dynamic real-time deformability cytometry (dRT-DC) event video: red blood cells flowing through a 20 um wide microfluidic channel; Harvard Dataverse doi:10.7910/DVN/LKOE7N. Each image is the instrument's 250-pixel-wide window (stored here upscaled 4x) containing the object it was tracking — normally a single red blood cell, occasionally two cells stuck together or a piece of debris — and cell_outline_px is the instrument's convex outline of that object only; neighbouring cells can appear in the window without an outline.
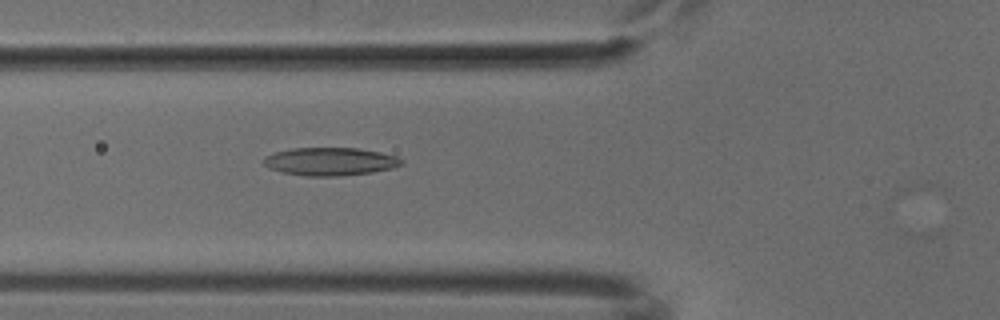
{"species": "common noctule bat (a hibernating species)", "species_latin": "Nyctalus noctula", "temperature_condition": "cold", "stored_images_in_passage": 48, "camera_frame_rate_fps": 3000, "um_per_image_px": 0.085, "animal": {"sex": "male", "body_mass_g": 18.8}, "frame": {"image": 1, "passage_image": 19, "time_ms": 6.0, "image_size_px": [1000, 320], "cell_outline_px": [[404, 164], [392, 168], [372, 172], [340, 176], [308, 176], [284, 172], [268, 168], [264, 164], [264, 156], [276, 152], [292, 148], [360, 148], [380, 152], [396, 156], [404, 160]], "centroid_in_image_um": [28.1, 13.72], "position_along_channel_um": 97.7, "area_um2": 22.48}}
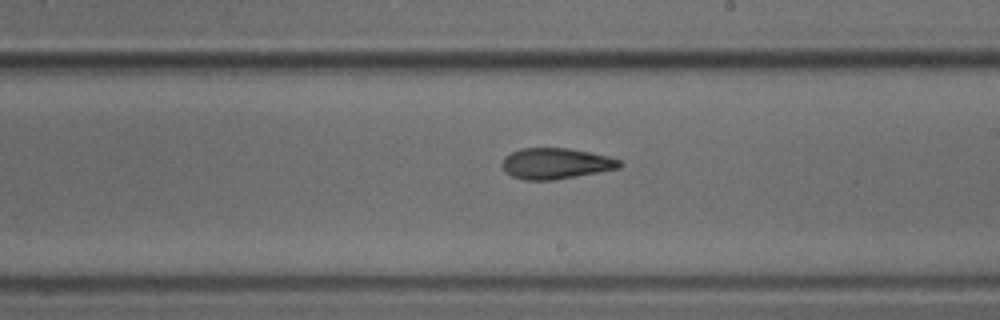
{"frame": {"image": 2, "passage_image": 30, "time_ms": 9.667, "image_size_px": [1000, 320], "cell_outline_px": [[624, 164], [620, 168], [576, 176], [552, 180], [524, 180], [512, 176], [504, 172], [500, 164], [504, 156], [520, 148], [568, 148], [608, 156], [620, 160]], "centroid_in_image_um": [47.2, 13.9], "position_along_channel_um": 241.8, "area_um2": 21.27}}
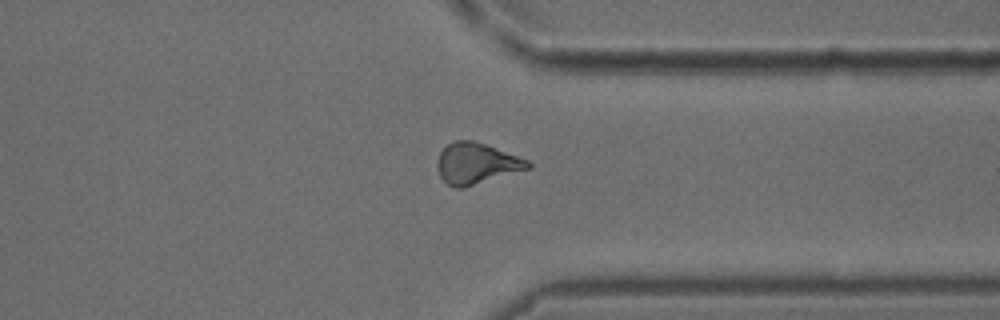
{"frame": {"image": 3, "passage_image": 40, "time_ms": 13.0, "image_size_px": [1000, 320], "cell_outline_px": [[532, 168], [464, 188], [456, 188], [448, 184], [440, 176], [436, 168], [436, 164], [440, 152], [448, 144], [456, 140], [472, 140], [484, 144], [528, 160], [532, 164]], "centroid_in_image_um": [40.49, 13.91], "position_along_channel_um": 370.9, "area_um2": 21.62}}